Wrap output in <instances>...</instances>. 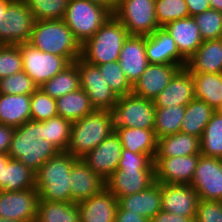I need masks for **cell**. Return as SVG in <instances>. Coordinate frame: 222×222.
Returning <instances> with one entry per match:
<instances>
[{
  "label": "cell",
  "mask_w": 222,
  "mask_h": 222,
  "mask_svg": "<svg viewBox=\"0 0 222 222\" xmlns=\"http://www.w3.org/2000/svg\"><path fill=\"white\" fill-rule=\"evenodd\" d=\"M71 122L55 116L39 121V139L51 142L60 152L67 151L70 141Z\"/></svg>",
  "instance_id": "36"
},
{
  "label": "cell",
  "mask_w": 222,
  "mask_h": 222,
  "mask_svg": "<svg viewBox=\"0 0 222 222\" xmlns=\"http://www.w3.org/2000/svg\"><path fill=\"white\" fill-rule=\"evenodd\" d=\"M190 17L211 9L209 0H185Z\"/></svg>",
  "instance_id": "51"
},
{
  "label": "cell",
  "mask_w": 222,
  "mask_h": 222,
  "mask_svg": "<svg viewBox=\"0 0 222 222\" xmlns=\"http://www.w3.org/2000/svg\"><path fill=\"white\" fill-rule=\"evenodd\" d=\"M28 43L45 53L62 56L70 63L81 56V45L63 19L35 21Z\"/></svg>",
  "instance_id": "3"
},
{
  "label": "cell",
  "mask_w": 222,
  "mask_h": 222,
  "mask_svg": "<svg viewBox=\"0 0 222 222\" xmlns=\"http://www.w3.org/2000/svg\"><path fill=\"white\" fill-rule=\"evenodd\" d=\"M198 202V193L191 185L161 183L162 210L180 216L196 217Z\"/></svg>",
  "instance_id": "17"
},
{
  "label": "cell",
  "mask_w": 222,
  "mask_h": 222,
  "mask_svg": "<svg viewBox=\"0 0 222 222\" xmlns=\"http://www.w3.org/2000/svg\"><path fill=\"white\" fill-rule=\"evenodd\" d=\"M155 182V168H118L105 180L106 188L117 200L144 191Z\"/></svg>",
  "instance_id": "14"
},
{
  "label": "cell",
  "mask_w": 222,
  "mask_h": 222,
  "mask_svg": "<svg viewBox=\"0 0 222 222\" xmlns=\"http://www.w3.org/2000/svg\"><path fill=\"white\" fill-rule=\"evenodd\" d=\"M195 98L217 111L222 105V73H192Z\"/></svg>",
  "instance_id": "31"
},
{
  "label": "cell",
  "mask_w": 222,
  "mask_h": 222,
  "mask_svg": "<svg viewBox=\"0 0 222 222\" xmlns=\"http://www.w3.org/2000/svg\"><path fill=\"white\" fill-rule=\"evenodd\" d=\"M220 113H222V105H221V107L219 108V110H218Z\"/></svg>",
  "instance_id": "58"
},
{
  "label": "cell",
  "mask_w": 222,
  "mask_h": 222,
  "mask_svg": "<svg viewBox=\"0 0 222 222\" xmlns=\"http://www.w3.org/2000/svg\"><path fill=\"white\" fill-rule=\"evenodd\" d=\"M36 188L35 172L22 162L10 159L3 166L2 191H21Z\"/></svg>",
  "instance_id": "33"
},
{
  "label": "cell",
  "mask_w": 222,
  "mask_h": 222,
  "mask_svg": "<svg viewBox=\"0 0 222 222\" xmlns=\"http://www.w3.org/2000/svg\"><path fill=\"white\" fill-rule=\"evenodd\" d=\"M185 67L191 73H222V38L204 40Z\"/></svg>",
  "instance_id": "25"
},
{
  "label": "cell",
  "mask_w": 222,
  "mask_h": 222,
  "mask_svg": "<svg viewBox=\"0 0 222 222\" xmlns=\"http://www.w3.org/2000/svg\"><path fill=\"white\" fill-rule=\"evenodd\" d=\"M60 151L48 140L39 139V121H27L16 127L7 154L35 173Z\"/></svg>",
  "instance_id": "2"
},
{
  "label": "cell",
  "mask_w": 222,
  "mask_h": 222,
  "mask_svg": "<svg viewBox=\"0 0 222 222\" xmlns=\"http://www.w3.org/2000/svg\"><path fill=\"white\" fill-rule=\"evenodd\" d=\"M77 157L67 151L48 159L35 173L39 200L71 202L70 173Z\"/></svg>",
  "instance_id": "1"
},
{
  "label": "cell",
  "mask_w": 222,
  "mask_h": 222,
  "mask_svg": "<svg viewBox=\"0 0 222 222\" xmlns=\"http://www.w3.org/2000/svg\"><path fill=\"white\" fill-rule=\"evenodd\" d=\"M98 67L102 76H104L105 82L118 98L132 93V85L127 80L119 61L107 62L98 65Z\"/></svg>",
  "instance_id": "40"
},
{
  "label": "cell",
  "mask_w": 222,
  "mask_h": 222,
  "mask_svg": "<svg viewBox=\"0 0 222 222\" xmlns=\"http://www.w3.org/2000/svg\"><path fill=\"white\" fill-rule=\"evenodd\" d=\"M195 217H185L164 210L158 212L149 222H195Z\"/></svg>",
  "instance_id": "48"
},
{
  "label": "cell",
  "mask_w": 222,
  "mask_h": 222,
  "mask_svg": "<svg viewBox=\"0 0 222 222\" xmlns=\"http://www.w3.org/2000/svg\"><path fill=\"white\" fill-rule=\"evenodd\" d=\"M129 36L126 28L112 14L102 27L81 45V58L94 65L119 61L120 51Z\"/></svg>",
  "instance_id": "5"
},
{
  "label": "cell",
  "mask_w": 222,
  "mask_h": 222,
  "mask_svg": "<svg viewBox=\"0 0 222 222\" xmlns=\"http://www.w3.org/2000/svg\"><path fill=\"white\" fill-rule=\"evenodd\" d=\"M113 15L129 35L147 36L160 28L155 14V0H118Z\"/></svg>",
  "instance_id": "9"
},
{
  "label": "cell",
  "mask_w": 222,
  "mask_h": 222,
  "mask_svg": "<svg viewBox=\"0 0 222 222\" xmlns=\"http://www.w3.org/2000/svg\"><path fill=\"white\" fill-rule=\"evenodd\" d=\"M77 204L81 222H115L118 200L106 187Z\"/></svg>",
  "instance_id": "23"
},
{
  "label": "cell",
  "mask_w": 222,
  "mask_h": 222,
  "mask_svg": "<svg viewBox=\"0 0 222 222\" xmlns=\"http://www.w3.org/2000/svg\"><path fill=\"white\" fill-rule=\"evenodd\" d=\"M34 23L25 0H12L0 17V45L28 43Z\"/></svg>",
  "instance_id": "8"
},
{
  "label": "cell",
  "mask_w": 222,
  "mask_h": 222,
  "mask_svg": "<svg viewBox=\"0 0 222 222\" xmlns=\"http://www.w3.org/2000/svg\"><path fill=\"white\" fill-rule=\"evenodd\" d=\"M89 1L105 7L112 14L115 12L118 6V0H89Z\"/></svg>",
  "instance_id": "52"
},
{
  "label": "cell",
  "mask_w": 222,
  "mask_h": 222,
  "mask_svg": "<svg viewBox=\"0 0 222 222\" xmlns=\"http://www.w3.org/2000/svg\"><path fill=\"white\" fill-rule=\"evenodd\" d=\"M145 50L150 64L186 66L187 60L179 53L174 39L163 27L145 36Z\"/></svg>",
  "instance_id": "19"
},
{
  "label": "cell",
  "mask_w": 222,
  "mask_h": 222,
  "mask_svg": "<svg viewBox=\"0 0 222 222\" xmlns=\"http://www.w3.org/2000/svg\"><path fill=\"white\" fill-rule=\"evenodd\" d=\"M194 98L195 90L192 73L186 67H183L153 101L155 107L186 106Z\"/></svg>",
  "instance_id": "22"
},
{
  "label": "cell",
  "mask_w": 222,
  "mask_h": 222,
  "mask_svg": "<svg viewBox=\"0 0 222 222\" xmlns=\"http://www.w3.org/2000/svg\"><path fill=\"white\" fill-rule=\"evenodd\" d=\"M35 21L63 19L69 0H25Z\"/></svg>",
  "instance_id": "39"
},
{
  "label": "cell",
  "mask_w": 222,
  "mask_h": 222,
  "mask_svg": "<svg viewBox=\"0 0 222 222\" xmlns=\"http://www.w3.org/2000/svg\"><path fill=\"white\" fill-rule=\"evenodd\" d=\"M155 14L159 27L190 17L185 0H155Z\"/></svg>",
  "instance_id": "41"
},
{
  "label": "cell",
  "mask_w": 222,
  "mask_h": 222,
  "mask_svg": "<svg viewBox=\"0 0 222 222\" xmlns=\"http://www.w3.org/2000/svg\"><path fill=\"white\" fill-rule=\"evenodd\" d=\"M56 108L58 116L71 123L82 119L95 110L88 95L82 88L56 99Z\"/></svg>",
  "instance_id": "30"
},
{
  "label": "cell",
  "mask_w": 222,
  "mask_h": 222,
  "mask_svg": "<svg viewBox=\"0 0 222 222\" xmlns=\"http://www.w3.org/2000/svg\"><path fill=\"white\" fill-rule=\"evenodd\" d=\"M194 221L222 222V201L199 199Z\"/></svg>",
  "instance_id": "46"
},
{
  "label": "cell",
  "mask_w": 222,
  "mask_h": 222,
  "mask_svg": "<svg viewBox=\"0 0 222 222\" xmlns=\"http://www.w3.org/2000/svg\"><path fill=\"white\" fill-rule=\"evenodd\" d=\"M23 71L40 87L71 63L64 57L45 53L30 43L20 44Z\"/></svg>",
  "instance_id": "10"
},
{
  "label": "cell",
  "mask_w": 222,
  "mask_h": 222,
  "mask_svg": "<svg viewBox=\"0 0 222 222\" xmlns=\"http://www.w3.org/2000/svg\"><path fill=\"white\" fill-rule=\"evenodd\" d=\"M39 88L53 99H58L67 93L78 90L80 88V74L77 64L71 63Z\"/></svg>",
  "instance_id": "35"
},
{
  "label": "cell",
  "mask_w": 222,
  "mask_h": 222,
  "mask_svg": "<svg viewBox=\"0 0 222 222\" xmlns=\"http://www.w3.org/2000/svg\"><path fill=\"white\" fill-rule=\"evenodd\" d=\"M118 205L124 210H130L138 213L148 220L152 219L158 212L162 210L161 207V183L155 182L148 189L120 197Z\"/></svg>",
  "instance_id": "26"
},
{
  "label": "cell",
  "mask_w": 222,
  "mask_h": 222,
  "mask_svg": "<svg viewBox=\"0 0 222 222\" xmlns=\"http://www.w3.org/2000/svg\"><path fill=\"white\" fill-rule=\"evenodd\" d=\"M155 109L153 100L133 93L119 97L111 110L114 130L121 127L153 129Z\"/></svg>",
  "instance_id": "7"
},
{
  "label": "cell",
  "mask_w": 222,
  "mask_h": 222,
  "mask_svg": "<svg viewBox=\"0 0 222 222\" xmlns=\"http://www.w3.org/2000/svg\"><path fill=\"white\" fill-rule=\"evenodd\" d=\"M112 13L89 0H69L64 22L82 45L108 20Z\"/></svg>",
  "instance_id": "6"
},
{
  "label": "cell",
  "mask_w": 222,
  "mask_h": 222,
  "mask_svg": "<svg viewBox=\"0 0 222 222\" xmlns=\"http://www.w3.org/2000/svg\"><path fill=\"white\" fill-rule=\"evenodd\" d=\"M219 162H220V166H221V169H222V157L219 158Z\"/></svg>",
  "instance_id": "57"
},
{
  "label": "cell",
  "mask_w": 222,
  "mask_h": 222,
  "mask_svg": "<svg viewBox=\"0 0 222 222\" xmlns=\"http://www.w3.org/2000/svg\"><path fill=\"white\" fill-rule=\"evenodd\" d=\"M10 156L8 154L0 153V191H2V173L3 166H6L7 162L10 160Z\"/></svg>",
  "instance_id": "53"
},
{
  "label": "cell",
  "mask_w": 222,
  "mask_h": 222,
  "mask_svg": "<svg viewBox=\"0 0 222 222\" xmlns=\"http://www.w3.org/2000/svg\"><path fill=\"white\" fill-rule=\"evenodd\" d=\"M204 40L222 38V12L209 9L193 16Z\"/></svg>",
  "instance_id": "43"
},
{
  "label": "cell",
  "mask_w": 222,
  "mask_h": 222,
  "mask_svg": "<svg viewBox=\"0 0 222 222\" xmlns=\"http://www.w3.org/2000/svg\"><path fill=\"white\" fill-rule=\"evenodd\" d=\"M31 95L0 93V123L19 127L31 120Z\"/></svg>",
  "instance_id": "27"
},
{
  "label": "cell",
  "mask_w": 222,
  "mask_h": 222,
  "mask_svg": "<svg viewBox=\"0 0 222 222\" xmlns=\"http://www.w3.org/2000/svg\"><path fill=\"white\" fill-rule=\"evenodd\" d=\"M105 187V180L94 173L81 158L73 163L70 173L71 202L86 200L100 193Z\"/></svg>",
  "instance_id": "20"
},
{
  "label": "cell",
  "mask_w": 222,
  "mask_h": 222,
  "mask_svg": "<svg viewBox=\"0 0 222 222\" xmlns=\"http://www.w3.org/2000/svg\"><path fill=\"white\" fill-rule=\"evenodd\" d=\"M190 185L201 200L222 201V169L219 158L200 155Z\"/></svg>",
  "instance_id": "13"
},
{
  "label": "cell",
  "mask_w": 222,
  "mask_h": 222,
  "mask_svg": "<svg viewBox=\"0 0 222 222\" xmlns=\"http://www.w3.org/2000/svg\"><path fill=\"white\" fill-rule=\"evenodd\" d=\"M37 88L38 86L23 70L0 79V93L6 95H31Z\"/></svg>",
  "instance_id": "44"
},
{
  "label": "cell",
  "mask_w": 222,
  "mask_h": 222,
  "mask_svg": "<svg viewBox=\"0 0 222 222\" xmlns=\"http://www.w3.org/2000/svg\"><path fill=\"white\" fill-rule=\"evenodd\" d=\"M211 9L222 12V0H209Z\"/></svg>",
  "instance_id": "54"
},
{
  "label": "cell",
  "mask_w": 222,
  "mask_h": 222,
  "mask_svg": "<svg viewBox=\"0 0 222 222\" xmlns=\"http://www.w3.org/2000/svg\"><path fill=\"white\" fill-rule=\"evenodd\" d=\"M115 222H149V220L146 217L140 216L138 213L124 210L118 205Z\"/></svg>",
  "instance_id": "50"
},
{
  "label": "cell",
  "mask_w": 222,
  "mask_h": 222,
  "mask_svg": "<svg viewBox=\"0 0 222 222\" xmlns=\"http://www.w3.org/2000/svg\"><path fill=\"white\" fill-rule=\"evenodd\" d=\"M11 1L12 0H0V17L2 15V11H6V8Z\"/></svg>",
  "instance_id": "55"
},
{
  "label": "cell",
  "mask_w": 222,
  "mask_h": 222,
  "mask_svg": "<svg viewBox=\"0 0 222 222\" xmlns=\"http://www.w3.org/2000/svg\"><path fill=\"white\" fill-rule=\"evenodd\" d=\"M200 154V138L178 132L158 139L156 157H180Z\"/></svg>",
  "instance_id": "29"
},
{
  "label": "cell",
  "mask_w": 222,
  "mask_h": 222,
  "mask_svg": "<svg viewBox=\"0 0 222 222\" xmlns=\"http://www.w3.org/2000/svg\"><path fill=\"white\" fill-rule=\"evenodd\" d=\"M182 66L169 64H148L141 77L132 86V93L154 100L168 86Z\"/></svg>",
  "instance_id": "18"
},
{
  "label": "cell",
  "mask_w": 222,
  "mask_h": 222,
  "mask_svg": "<svg viewBox=\"0 0 222 222\" xmlns=\"http://www.w3.org/2000/svg\"><path fill=\"white\" fill-rule=\"evenodd\" d=\"M174 39L179 53L188 60L202 44L200 30L193 17L179 19L163 27Z\"/></svg>",
  "instance_id": "24"
},
{
  "label": "cell",
  "mask_w": 222,
  "mask_h": 222,
  "mask_svg": "<svg viewBox=\"0 0 222 222\" xmlns=\"http://www.w3.org/2000/svg\"><path fill=\"white\" fill-rule=\"evenodd\" d=\"M122 149L119 136L113 132L92 151L86 153L81 160L94 173L107 180L118 169Z\"/></svg>",
  "instance_id": "15"
},
{
  "label": "cell",
  "mask_w": 222,
  "mask_h": 222,
  "mask_svg": "<svg viewBox=\"0 0 222 222\" xmlns=\"http://www.w3.org/2000/svg\"><path fill=\"white\" fill-rule=\"evenodd\" d=\"M118 168H155L154 160L147 154L122 149Z\"/></svg>",
  "instance_id": "47"
},
{
  "label": "cell",
  "mask_w": 222,
  "mask_h": 222,
  "mask_svg": "<svg viewBox=\"0 0 222 222\" xmlns=\"http://www.w3.org/2000/svg\"><path fill=\"white\" fill-rule=\"evenodd\" d=\"M15 128L0 123V153L7 154Z\"/></svg>",
  "instance_id": "49"
},
{
  "label": "cell",
  "mask_w": 222,
  "mask_h": 222,
  "mask_svg": "<svg viewBox=\"0 0 222 222\" xmlns=\"http://www.w3.org/2000/svg\"><path fill=\"white\" fill-rule=\"evenodd\" d=\"M114 130L111 110H94L82 119L71 123L70 141L67 152L82 158L92 151Z\"/></svg>",
  "instance_id": "4"
},
{
  "label": "cell",
  "mask_w": 222,
  "mask_h": 222,
  "mask_svg": "<svg viewBox=\"0 0 222 222\" xmlns=\"http://www.w3.org/2000/svg\"><path fill=\"white\" fill-rule=\"evenodd\" d=\"M214 111L203 100L194 98L186 105L180 132L201 138Z\"/></svg>",
  "instance_id": "32"
},
{
  "label": "cell",
  "mask_w": 222,
  "mask_h": 222,
  "mask_svg": "<svg viewBox=\"0 0 222 222\" xmlns=\"http://www.w3.org/2000/svg\"><path fill=\"white\" fill-rule=\"evenodd\" d=\"M23 70L19 45H0V79Z\"/></svg>",
  "instance_id": "45"
},
{
  "label": "cell",
  "mask_w": 222,
  "mask_h": 222,
  "mask_svg": "<svg viewBox=\"0 0 222 222\" xmlns=\"http://www.w3.org/2000/svg\"><path fill=\"white\" fill-rule=\"evenodd\" d=\"M201 154L180 157H155V181L190 185Z\"/></svg>",
  "instance_id": "16"
},
{
  "label": "cell",
  "mask_w": 222,
  "mask_h": 222,
  "mask_svg": "<svg viewBox=\"0 0 222 222\" xmlns=\"http://www.w3.org/2000/svg\"><path fill=\"white\" fill-rule=\"evenodd\" d=\"M115 132L124 149L133 153L147 154L155 159L158 139L153 129L121 127L116 128Z\"/></svg>",
  "instance_id": "28"
},
{
  "label": "cell",
  "mask_w": 222,
  "mask_h": 222,
  "mask_svg": "<svg viewBox=\"0 0 222 222\" xmlns=\"http://www.w3.org/2000/svg\"><path fill=\"white\" fill-rule=\"evenodd\" d=\"M79 220L77 203L38 201L35 222H78Z\"/></svg>",
  "instance_id": "34"
},
{
  "label": "cell",
  "mask_w": 222,
  "mask_h": 222,
  "mask_svg": "<svg viewBox=\"0 0 222 222\" xmlns=\"http://www.w3.org/2000/svg\"><path fill=\"white\" fill-rule=\"evenodd\" d=\"M38 201L36 188L0 191V218L17 222H35Z\"/></svg>",
  "instance_id": "12"
},
{
  "label": "cell",
  "mask_w": 222,
  "mask_h": 222,
  "mask_svg": "<svg viewBox=\"0 0 222 222\" xmlns=\"http://www.w3.org/2000/svg\"><path fill=\"white\" fill-rule=\"evenodd\" d=\"M200 154L207 157H222V113L211 115L200 138Z\"/></svg>",
  "instance_id": "38"
},
{
  "label": "cell",
  "mask_w": 222,
  "mask_h": 222,
  "mask_svg": "<svg viewBox=\"0 0 222 222\" xmlns=\"http://www.w3.org/2000/svg\"><path fill=\"white\" fill-rule=\"evenodd\" d=\"M75 63L80 74V88L88 95L96 110H112L118 97L105 82L98 65L88 63L79 57Z\"/></svg>",
  "instance_id": "11"
},
{
  "label": "cell",
  "mask_w": 222,
  "mask_h": 222,
  "mask_svg": "<svg viewBox=\"0 0 222 222\" xmlns=\"http://www.w3.org/2000/svg\"><path fill=\"white\" fill-rule=\"evenodd\" d=\"M31 120L44 121L58 115L56 99L47 95L41 88L31 94L30 102Z\"/></svg>",
  "instance_id": "42"
},
{
  "label": "cell",
  "mask_w": 222,
  "mask_h": 222,
  "mask_svg": "<svg viewBox=\"0 0 222 222\" xmlns=\"http://www.w3.org/2000/svg\"><path fill=\"white\" fill-rule=\"evenodd\" d=\"M0 222H17V221L0 218Z\"/></svg>",
  "instance_id": "56"
},
{
  "label": "cell",
  "mask_w": 222,
  "mask_h": 222,
  "mask_svg": "<svg viewBox=\"0 0 222 222\" xmlns=\"http://www.w3.org/2000/svg\"><path fill=\"white\" fill-rule=\"evenodd\" d=\"M154 133L159 139L181 131L186 106L155 107Z\"/></svg>",
  "instance_id": "37"
},
{
  "label": "cell",
  "mask_w": 222,
  "mask_h": 222,
  "mask_svg": "<svg viewBox=\"0 0 222 222\" xmlns=\"http://www.w3.org/2000/svg\"><path fill=\"white\" fill-rule=\"evenodd\" d=\"M148 64L145 36L129 35L120 51L119 65L132 86L141 77Z\"/></svg>",
  "instance_id": "21"
}]
</instances>
